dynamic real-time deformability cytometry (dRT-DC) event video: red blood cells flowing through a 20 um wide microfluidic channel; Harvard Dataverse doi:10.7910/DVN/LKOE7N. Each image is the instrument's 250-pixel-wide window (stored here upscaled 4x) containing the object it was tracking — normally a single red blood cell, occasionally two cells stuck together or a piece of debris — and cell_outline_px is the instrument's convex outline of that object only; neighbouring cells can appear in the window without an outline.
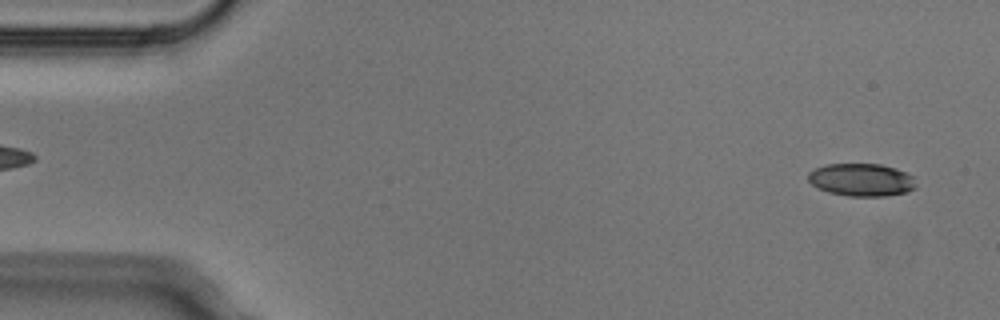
{"species": "Egyptian fruit bat (a non-hibernating species)", "species_latin": "Rousettus aegyptiacus", "temperature_condition": "cold", "stored_images_in_passage": 5, "segment_of_instrument_passage": [2, 2], "camera_frame_rate_fps": 3000, "um_per_image_px": 0.085, "animal": {"sex": "male"}, "frame": {"image": 1, "passage_image": 5, "time_ms": 1.333, "image_size_px": [1000, 320], "cell_outline_px": [[916, 188], [908, 192], [884, 196], [848, 196], [828, 192], [812, 184], [808, 180], [808, 172], [816, 168], [828, 164], [880, 164], [896, 168], [912, 176], [916, 184]], "centroid_in_image_um": [73.24, 15.29], "position_along_channel_um": 11.8, "area_um2": 20.52}}